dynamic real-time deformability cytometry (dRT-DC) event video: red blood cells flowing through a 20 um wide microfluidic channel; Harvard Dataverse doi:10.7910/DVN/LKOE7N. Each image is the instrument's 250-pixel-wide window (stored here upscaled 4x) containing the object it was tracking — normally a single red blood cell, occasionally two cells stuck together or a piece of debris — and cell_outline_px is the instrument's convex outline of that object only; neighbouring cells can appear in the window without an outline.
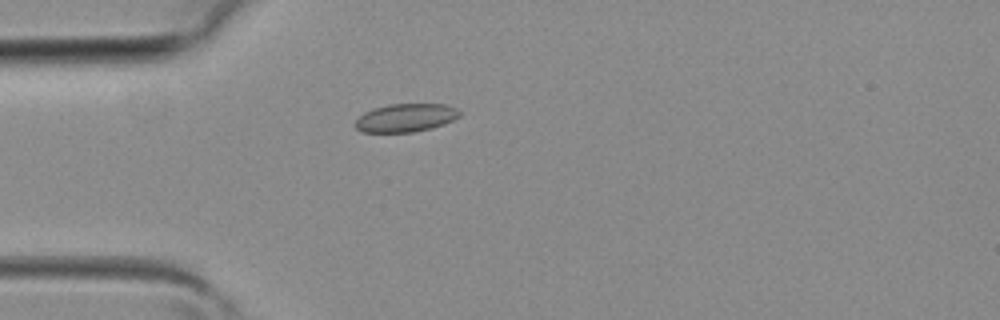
{"species": "common noctule bat (a hibernating species)", "species_latin": "Nyctalus noctula", "temperature_condition": "room temperature", "stored_images_in_passage": 1, "camera_frame_rate_fps": 3000, "um_per_image_px": 0.085, "animal": {"sex": "female", "body_mass_g": 19.3, "forearm_length_mm": 54.1}, "frame": {"image": 1, "passage_image": 1, "time_ms": 0.0, "image_size_px": [1000, 320], "cell_outline_px": [[460, 116], [444, 124], [432, 128], [412, 132], [360, 132], [356, 128], [356, 120], [364, 112], [372, 108], [388, 104], [444, 104], [456, 108], [460, 112]], "centroid_in_image_um": [34.47, 10.01], "position_along_channel_um": 50.5, "area_um2": 17.17}}